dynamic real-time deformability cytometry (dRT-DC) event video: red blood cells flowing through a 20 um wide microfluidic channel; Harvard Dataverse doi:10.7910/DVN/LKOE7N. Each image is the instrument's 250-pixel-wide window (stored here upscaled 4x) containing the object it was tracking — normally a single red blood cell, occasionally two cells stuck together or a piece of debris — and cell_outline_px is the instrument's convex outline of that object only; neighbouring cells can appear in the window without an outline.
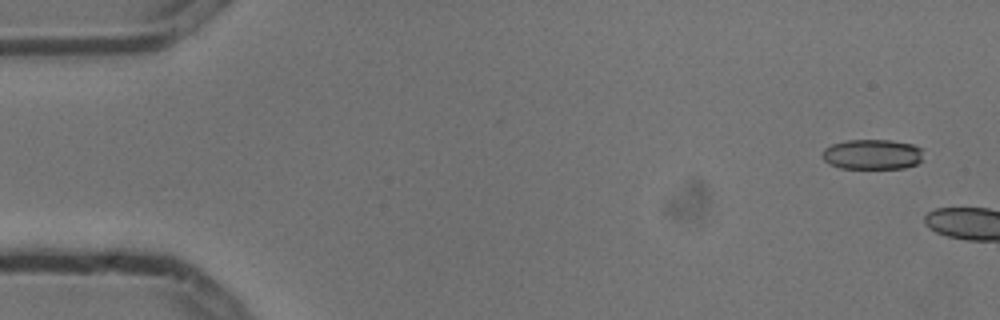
{"species": "common noctule bat (a hibernating species)", "species_latin": "Nyctalus noctula", "temperature_condition": "cold", "stored_images_in_passage": 2, "camera_frame_rate_fps": 3000, "um_per_image_px": 0.085, "animal": {"sex": "male", "body_mass_g": 13.3}, "frame": {"image": 1, "passage_image": 1, "time_ms": 0.0, "image_size_px": [1000, 320], "cell_outline_px": [[924, 160], [916, 164], [904, 168], [840, 168], [828, 164], [820, 156], [824, 148], [832, 144], [844, 140], [892, 140], [912, 144], [920, 148]], "centroid_in_image_um": [74.12, 13.12], "position_along_channel_um": 10.9, "area_um2": 17.98}}